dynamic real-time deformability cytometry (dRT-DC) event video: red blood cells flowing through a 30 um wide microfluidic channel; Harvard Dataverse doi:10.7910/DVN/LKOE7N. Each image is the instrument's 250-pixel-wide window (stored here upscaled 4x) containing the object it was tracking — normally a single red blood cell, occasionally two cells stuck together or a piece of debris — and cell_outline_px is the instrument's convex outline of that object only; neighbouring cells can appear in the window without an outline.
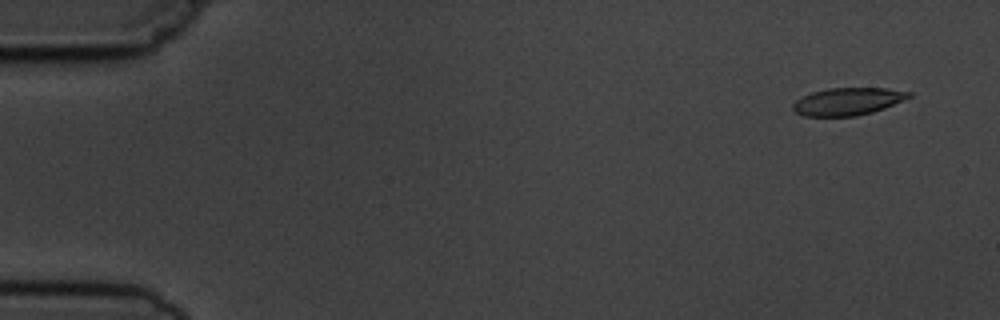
{"species": "common noctule bat (a hibernating species)", "species_latin": "Nyctalus noctula", "temperature_condition": "cold", "stored_images_in_passage": 5, "camera_frame_rate_fps": 3000, "um_per_image_px": 0.085, "animal": {"sex": "male", "body_mass_g": 19.5, "forearm_length_mm": 54.6}, "frame": {"image": 1, "passage_image": 2, "time_ms": 1.0, "image_size_px": [1000, 320], "cell_outline_px": [[912, 96], [884, 108], [872, 112], [856, 116], [804, 116], [796, 112], [792, 108], [792, 104], [796, 100], [812, 92], [828, 88], [888, 88], [912, 92]], "centroid_in_image_um": [72.06, 8.62], "position_along_channel_um": 12.9, "area_um2": 18.5}}
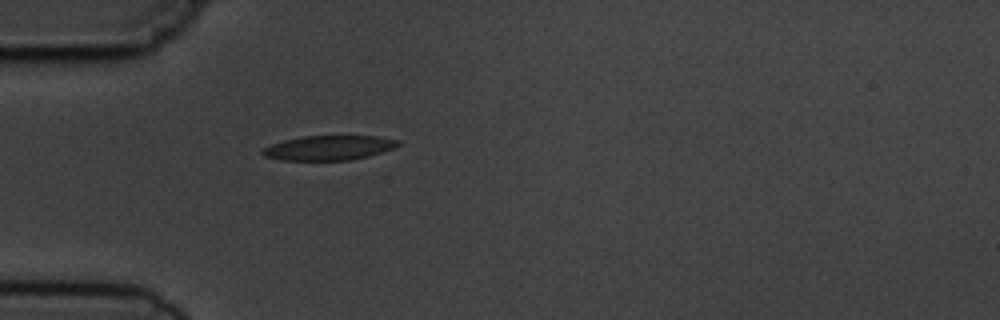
{"frame": {"image": 2, "passage_image": 5, "time_ms": 5.333, "image_size_px": [1000, 320], "cell_outline_px": [[400, 144], [392, 148], [368, 156], [352, 160], [280, 160], [264, 156], [260, 152], [264, 148], [272, 144], [284, 140], [304, 136], [376, 136], [400, 140]], "centroid_in_image_um": [27.93, 12.56], "position_along_channel_um": 57.1, "area_um2": 19.31}}